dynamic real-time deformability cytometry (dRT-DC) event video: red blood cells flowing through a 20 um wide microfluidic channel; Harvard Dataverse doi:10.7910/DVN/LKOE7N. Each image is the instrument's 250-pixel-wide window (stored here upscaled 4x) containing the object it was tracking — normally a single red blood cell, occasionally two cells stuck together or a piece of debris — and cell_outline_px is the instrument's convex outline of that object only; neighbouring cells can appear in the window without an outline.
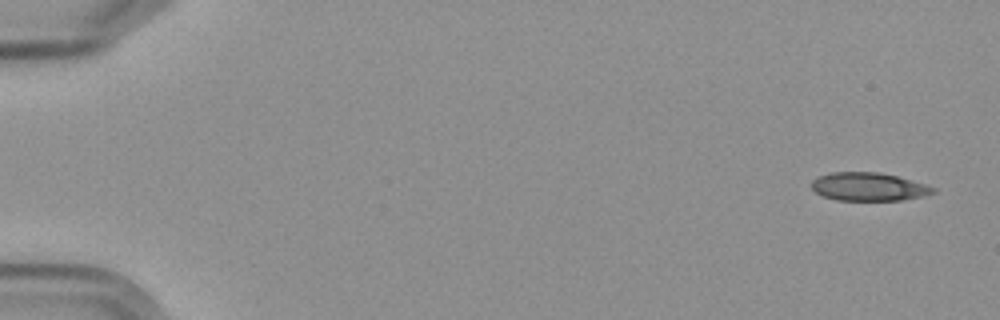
{"species": "Egyptian fruit bat (a non-hibernating species)", "species_latin": "Rousettus aegyptiacus", "temperature_condition": "cold", "stored_images_in_passage": 5, "camera_frame_rate_fps": 3000, "um_per_image_px": 0.085, "frame": {"image": 1, "passage_image": 1, "time_ms": 0.0, "image_size_px": [1000, 320], "cell_outline_px": [[936, 192], [920, 196], [900, 200], [836, 200], [824, 196], [816, 192], [812, 188], [812, 180], [816, 176], [832, 172], [880, 172], [896, 176], [924, 184], [936, 188]], "centroid_in_image_um": [73.79, 15.86], "position_along_channel_um": 11.2, "area_um2": 19.83}}